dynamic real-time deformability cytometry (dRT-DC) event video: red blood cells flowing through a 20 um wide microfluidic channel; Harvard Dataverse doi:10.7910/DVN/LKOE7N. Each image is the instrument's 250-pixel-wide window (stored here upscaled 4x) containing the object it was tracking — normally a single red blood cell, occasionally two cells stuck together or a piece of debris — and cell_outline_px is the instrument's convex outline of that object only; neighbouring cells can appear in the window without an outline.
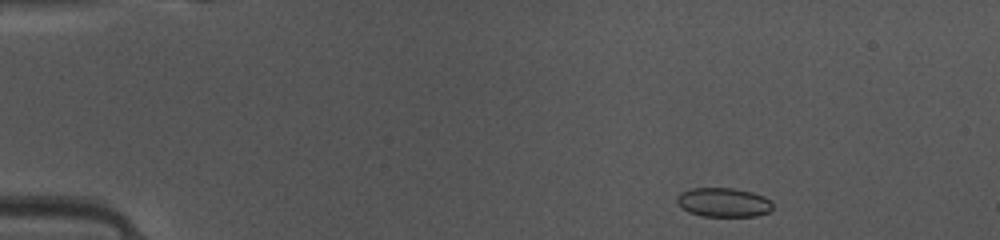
{"species": "common noctule bat (a hibernating species)", "species_latin": "Nyctalus noctula", "temperature_condition": "warm", "stored_images_in_passage": 42, "camera_frame_rate_fps": 3000, "um_per_image_px": 0.085, "animal": {"sex": "female", "body_mass_g": 10.0, "forearm_length_mm": 53.1}, "frame": {"image": 1, "passage_image": 1, "time_ms": 0.0, "image_size_px": [1000, 240], "cell_outline_px": [[772, 208], [768, 212], [756, 216], [700, 216], [688, 212], [676, 200], [676, 196], [680, 192], [692, 188], [732, 188], [752, 192], [764, 196], [772, 200]], "centroid_in_image_um": [61.5, 17.2], "position_along_channel_um": 23.5, "area_um2": 16.3}}
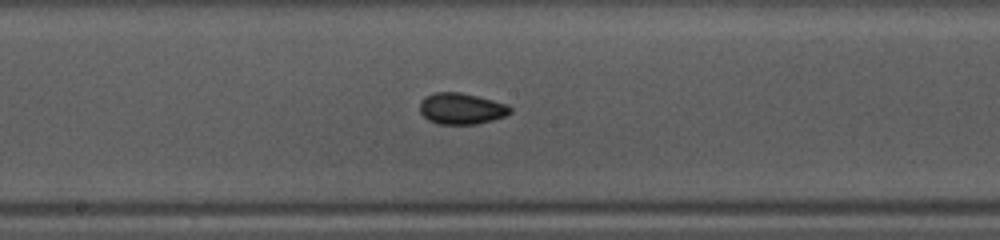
{"frame": {"image": 2, "passage_image": 20, "time_ms": 6.333, "image_size_px": [1000, 240], "cell_outline_px": [[512, 112], [504, 116], [492, 120], [476, 124], [436, 124], [428, 120], [420, 112], [420, 100], [424, 96], [432, 92], [460, 92], [508, 104], [512, 108]], "centroid_in_image_um": [39.19, 9.23], "position_along_channel_um": 209.0, "area_um2": 16.59}}
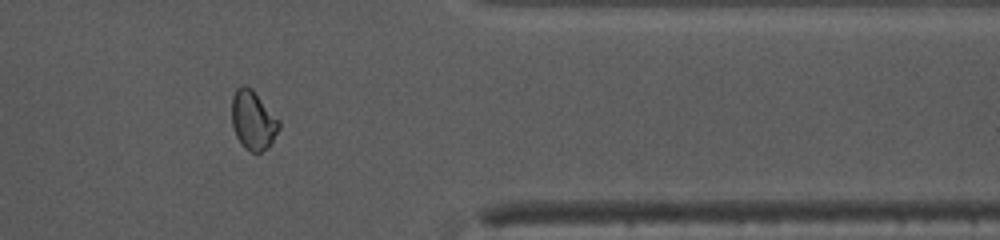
{"frame": {"image": 3, "passage_image": 34, "time_ms": 11.0, "image_size_px": [1000, 240], "cell_outline_px": [[280, 128], [268, 148], [260, 152], [252, 152], [244, 148], [236, 136], [232, 128], [232, 96], [236, 88], [244, 84], [252, 88], [280, 120]], "centroid_in_image_um": [21.51, 10.2], "position_along_channel_um": 389.9, "area_um2": 16.47}, "authors_computed_cell_mechanics": {"area_um2": 16.2418, "velocity_mm_per_s": 4.1389, "shape_relaxation_time_tau1_ms": 1.4868, "shape_relaxation_time_tau2_ms": 2.6337, "deformation_change_tau1": 0.0826, "deformation_change_tau2": 0.0534}}